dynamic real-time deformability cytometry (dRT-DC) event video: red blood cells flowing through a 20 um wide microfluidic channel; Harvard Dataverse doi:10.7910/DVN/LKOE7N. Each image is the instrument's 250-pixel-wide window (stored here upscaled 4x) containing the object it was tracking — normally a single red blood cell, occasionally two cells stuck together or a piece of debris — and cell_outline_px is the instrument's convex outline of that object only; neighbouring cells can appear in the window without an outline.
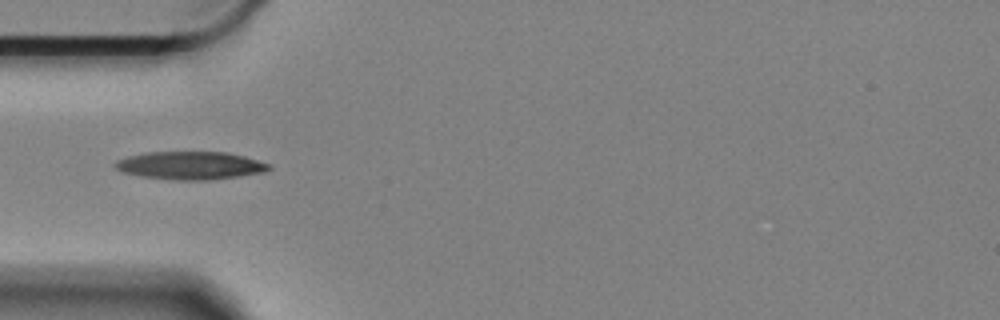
{"species": "Egyptian fruit bat (a non-hibernating species)", "species_latin": "Rousettus aegyptiacus", "temperature_condition": "cold", "stored_images_in_passage": 16, "camera_frame_rate_fps": 3000, "um_per_image_px": 0.085, "animal": {"sex": "female"}, "frame": {"image": 1, "passage_image": 1, "time_ms": 0.0, "image_size_px": [1000, 320], "cell_outline_px": [[272, 168], [264, 172], [240, 176], [212, 180], [176, 180], [140, 176], [124, 172], [116, 168], [112, 164], [116, 160], [128, 156], [148, 152], [228, 152], [244, 156], [272, 164]], "centroid_in_image_um": [16.21, 14.07], "position_along_channel_um": 68.8, "area_um2": 25.2}}
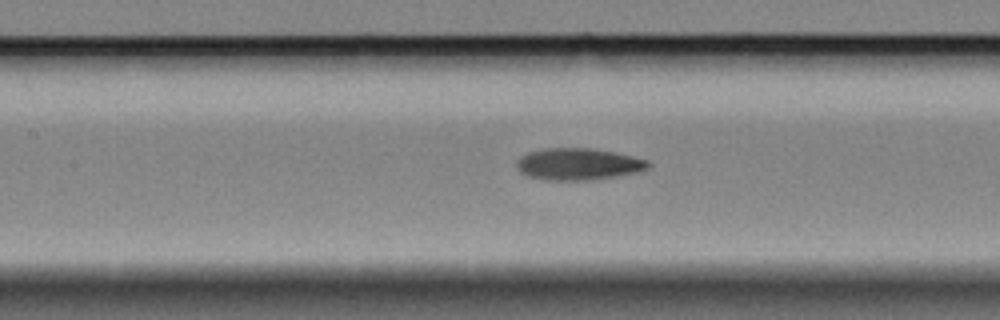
{"frame": {"image": 2, "passage_image": 9, "time_ms": 2.667, "image_size_px": [1000, 320], "cell_outline_px": [[652, 164], [648, 168], [636, 172], [588, 180], [552, 180], [528, 176], [520, 172], [516, 168], [516, 164], [520, 156], [528, 152], [548, 148], [592, 148], [632, 156], [648, 160]], "centroid_in_image_um": [49.13, 13.94], "position_along_channel_um": 158.3, "area_um2": 24.1}}
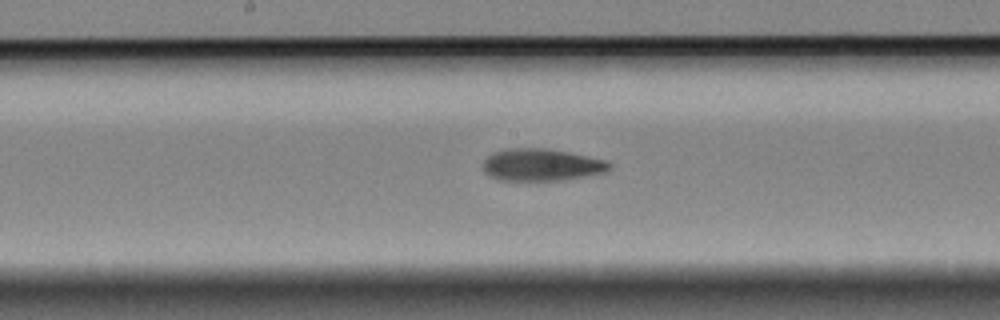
{"frame": {"image": 3, "passage_image": 13, "time_ms": 4.0, "image_size_px": [1000, 320], "cell_outline_px": [[612, 168], [608, 172], [560, 180], [496, 180], [484, 172], [484, 160], [492, 152], [508, 148], [548, 148], [608, 160], [612, 164]], "centroid_in_image_um": [46.05, 14.0], "position_along_channel_um": 202.1, "area_um2": 23.87}}